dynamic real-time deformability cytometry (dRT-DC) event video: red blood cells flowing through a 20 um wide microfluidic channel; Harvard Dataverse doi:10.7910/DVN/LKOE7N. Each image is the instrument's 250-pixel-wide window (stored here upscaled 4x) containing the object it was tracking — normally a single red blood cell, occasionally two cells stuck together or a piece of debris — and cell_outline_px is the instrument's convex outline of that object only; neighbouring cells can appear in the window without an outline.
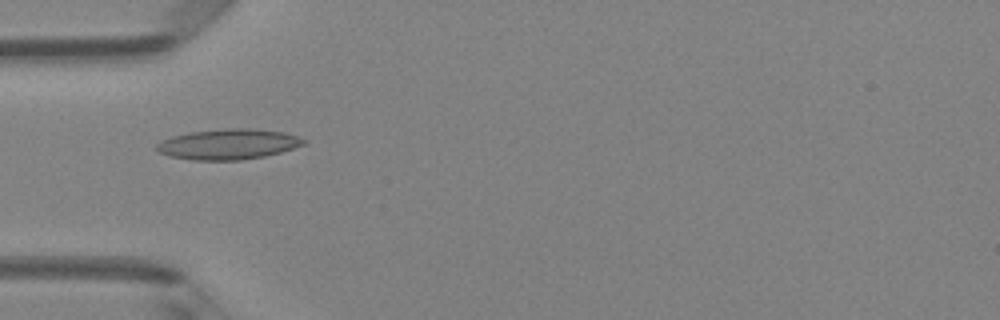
{"species": "Egyptian fruit bat (a non-hibernating species)", "species_latin": "Rousettus aegyptiacus", "temperature_condition": "room temperature", "stored_images_in_passage": 49, "camera_frame_rate_fps": 3000, "um_per_image_px": 0.085, "animal": {"sex": "female"}, "frame": {"image": 1, "passage_image": 16, "time_ms": 5.0, "image_size_px": [1000, 320], "cell_outline_px": [[308, 140], [304, 144], [280, 152], [264, 156], [240, 160], [192, 160], [168, 156], [160, 152], [156, 148], [156, 144], [172, 136], [192, 132], [228, 128], [252, 128], [284, 132]], "centroid_in_image_um": [19.41, 12.26], "position_along_channel_um": 65.6, "area_um2": 25.89}}
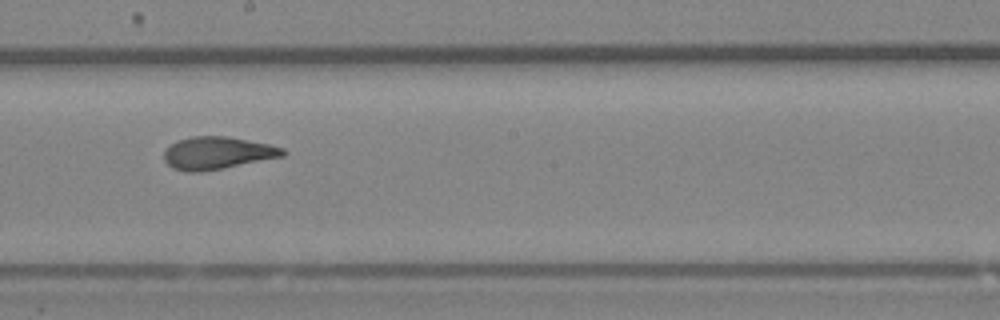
{"frame": {"image": 2, "passage_image": 28, "time_ms": 9.0, "image_size_px": [1000, 320], "cell_outline_px": [[288, 152], [284, 156], [224, 168], [200, 172], [188, 172], [172, 168], [164, 160], [164, 152], [176, 140], [192, 136], [224, 136], [268, 144], [284, 148]], "centroid_in_image_um": [18.47, 13.01], "position_along_channel_um": 229.7, "area_um2": 22.43}}
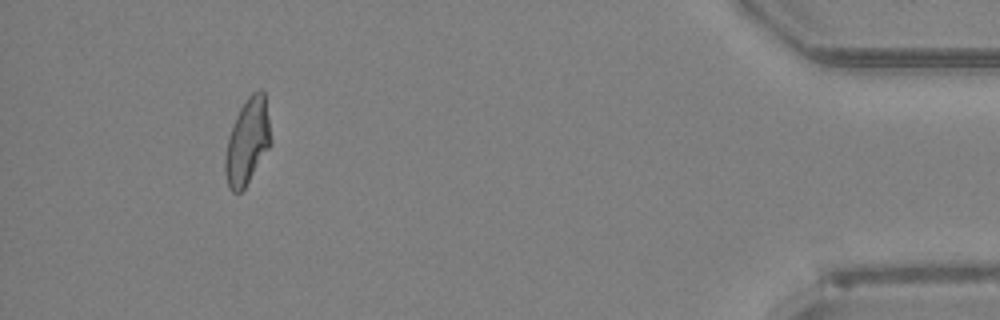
{"frame": {"image": 3, "passage_image": 46, "time_ms": 15.0, "image_size_px": [1000, 320], "cell_outline_px": [[272, 144], [244, 188], [240, 192], [232, 192], [228, 188], [224, 172], [224, 160], [228, 140], [236, 116], [240, 108], [248, 96], [252, 92], [260, 88], [264, 92], [272, 140]], "centroid_in_image_um": [21.03, 12.04], "position_along_channel_um": 414.2, "area_um2": 22.77}, "authors_computed_cell_mechanics": {"area_um2": 22.7732, "velocity_mm_per_s": 4.1242, "shape_relaxation_time_tau1_ms": 8.6337, "shape_relaxation_time_tau2_ms": 1.5115, "deformation_change_tau1": 0.2199, "deformation_change_tau2": 0.0853}}